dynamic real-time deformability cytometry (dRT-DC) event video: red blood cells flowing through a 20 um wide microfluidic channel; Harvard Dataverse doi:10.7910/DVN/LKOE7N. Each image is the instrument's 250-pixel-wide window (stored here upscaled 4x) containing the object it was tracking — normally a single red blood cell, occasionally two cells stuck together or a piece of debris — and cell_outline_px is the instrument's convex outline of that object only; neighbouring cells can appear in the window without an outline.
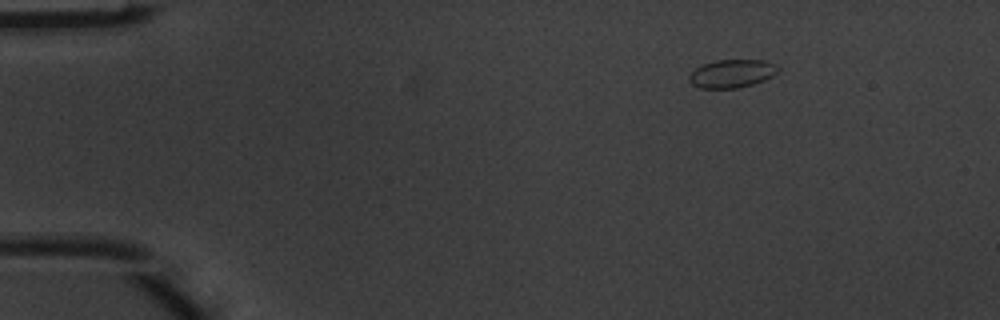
{"species": "common noctule bat (a hibernating species)", "species_latin": "Nyctalus noctula", "temperature_condition": "warm", "stored_images_in_passage": 4, "camera_frame_rate_fps": 3000, "um_per_image_px": 0.085, "animal": {"sex": "male", "body_mass_g": 20.1, "forearm_length_mm": 53.5}, "frame": {"image": 1, "passage_image": 1, "time_ms": 0.0, "image_size_px": [1000, 320], "cell_outline_px": [[776, 72], [772, 76], [764, 80], [752, 84], [736, 88], [700, 88], [692, 84], [688, 80], [688, 76], [696, 68], [704, 64], [716, 60], [764, 60], [776, 64]], "centroid_in_image_um": [62.18, 6.25], "position_along_channel_um": 22.8, "area_um2": 14.39}}